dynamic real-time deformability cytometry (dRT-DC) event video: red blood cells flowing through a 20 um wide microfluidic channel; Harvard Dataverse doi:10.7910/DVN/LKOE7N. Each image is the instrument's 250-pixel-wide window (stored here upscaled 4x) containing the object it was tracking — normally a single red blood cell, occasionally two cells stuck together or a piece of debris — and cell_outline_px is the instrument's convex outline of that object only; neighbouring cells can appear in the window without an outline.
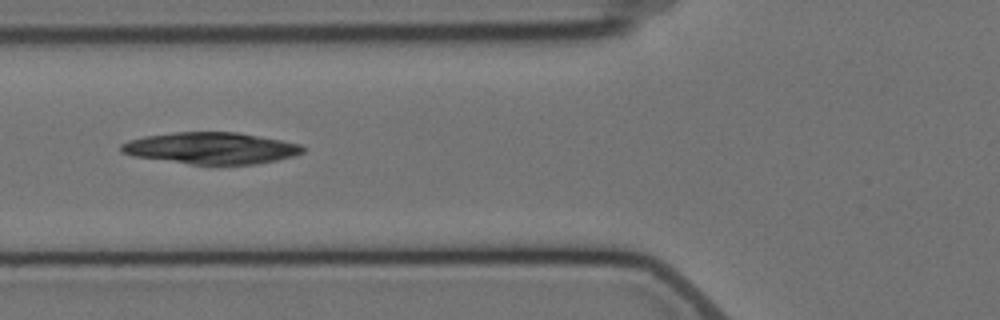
{"species": "Egyptian fruit bat (a non-hibernating species)", "species_latin": "Rousettus aegyptiacus", "temperature_condition": "cold", "stored_images_in_passage": 6, "camera_frame_rate_fps": 3000, "um_per_image_px": 0.085, "animal": {"sex": "female"}, "frame": {"image": 1, "passage_image": 6, "time_ms": 6.333, "image_size_px": [1000, 320], "cell_outline_px": [[304, 152], [296, 156], [256, 164], [192, 164], [132, 156], [120, 152], [120, 144], [128, 140], [144, 136], [176, 132], [236, 132], [280, 140], [300, 144], [304, 148]], "centroid_in_image_um": [17.92, 12.59], "position_along_channel_um": 107.9, "area_um2": 33.35}}